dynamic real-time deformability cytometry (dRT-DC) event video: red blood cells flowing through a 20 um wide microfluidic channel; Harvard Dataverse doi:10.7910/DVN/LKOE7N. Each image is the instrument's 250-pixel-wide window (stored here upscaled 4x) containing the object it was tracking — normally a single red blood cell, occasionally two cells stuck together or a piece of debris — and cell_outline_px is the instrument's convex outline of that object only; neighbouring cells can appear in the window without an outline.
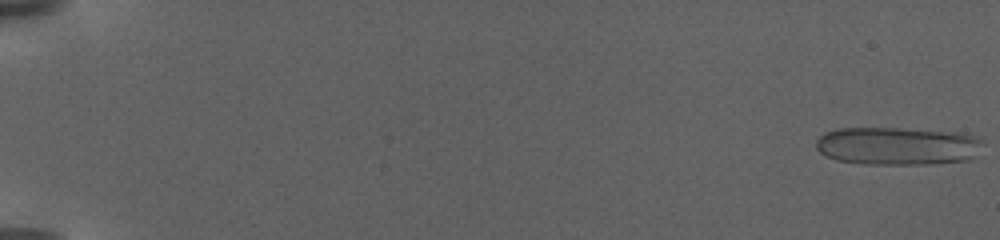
{"species": "human", "species_latin": "Homo sapiens", "temperature_condition": "warm", "stored_images_in_passage": 75, "camera_frame_rate_fps": 3000, "um_per_image_px": 0.085, "donor": {"sex": "female"}, "frame": {"image": 1, "passage_image": 1, "time_ms": 0.0, "image_size_px": [1000, 240], "cell_outline_px": [[984, 144], [968, 160], [928, 164], [864, 164], [836, 160], [820, 152], [816, 148], [816, 140], [824, 132], [836, 128], [900, 128], [960, 132], [976, 136]], "centroid_in_image_um": [76.26, 12.39], "position_along_channel_um": 8.7, "area_um2": 37.11}}
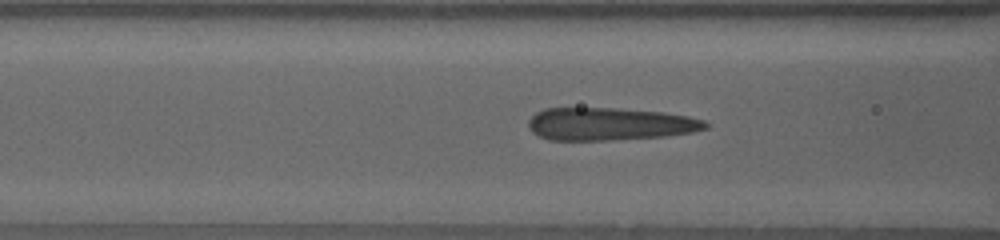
{"frame": {"image": 2, "passage_image": 30, "time_ms": 10.333, "image_size_px": [1000, 240], "cell_outline_px": [[708, 128], [692, 132], [668, 136], [612, 140], [548, 140], [532, 132], [528, 128], [528, 120], [536, 112], [544, 108], [616, 108], [664, 112], [688, 116], [704, 120], [708, 124]], "centroid_in_image_um": [51.82, 10.54], "position_along_channel_um": 114.8, "area_um2": 33.99}}
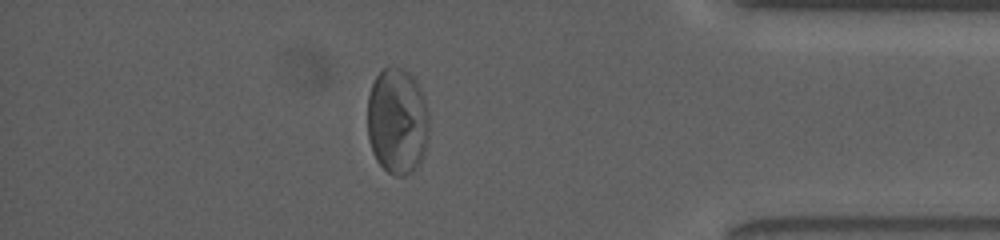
{"frame": {"image": 3, "passage_image": 66, "time_ms": 21.0, "image_size_px": [1000, 240], "cell_outline_px": [[428, 136], [424, 156], [420, 164], [412, 172], [404, 176], [396, 176], [388, 172], [376, 160], [372, 152], [368, 136], [368, 96], [372, 84], [376, 76], [384, 68], [400, 68], [408, 72], [416, 80], [424, 96], [428, 112]], "centroid_in_image_um": [33.78, 10.33], "position_along_channel_um": 401.4, "area_um2": 38.44}}